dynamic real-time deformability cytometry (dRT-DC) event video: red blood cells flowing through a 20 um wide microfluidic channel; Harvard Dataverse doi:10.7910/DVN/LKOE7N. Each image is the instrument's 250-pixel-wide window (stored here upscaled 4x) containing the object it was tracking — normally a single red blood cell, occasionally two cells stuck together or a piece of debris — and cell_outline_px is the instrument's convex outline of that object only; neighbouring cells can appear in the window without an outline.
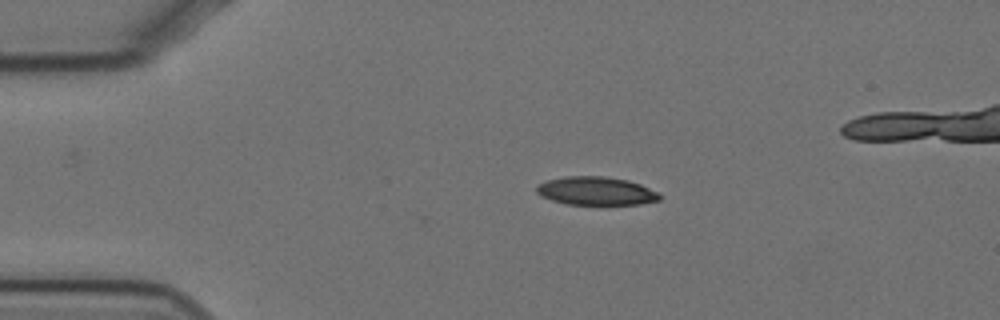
{"species": "Egyptian fruit bat (a non-hibernating species)", "species_latin": "Rousettus aegyptiacus", "temperature_condition": "cold", "stored_images_in_passage": 42, "camera_frame_rate_fps": 3000, "um_per_image_px": 0.085, "animal": {"sex": "female"}, "frame": {"image": 1, "passage_image": 1, "time_ms": 0.0, "image_size_px": [1000, 320], "cell_outline_px": [[660, 200], [640, 204], [568, 204], [552, 200], [540, 196], [536, 192], [536, 188], [540, 184], [548, 180], [564, 176], [604, 176], [628, 180], [640, 184], [660, 192]], "centroid_in_image_um": [50.69, 16.23], "position_along_channel_um": 34.3, "area_um2": 20.29}}
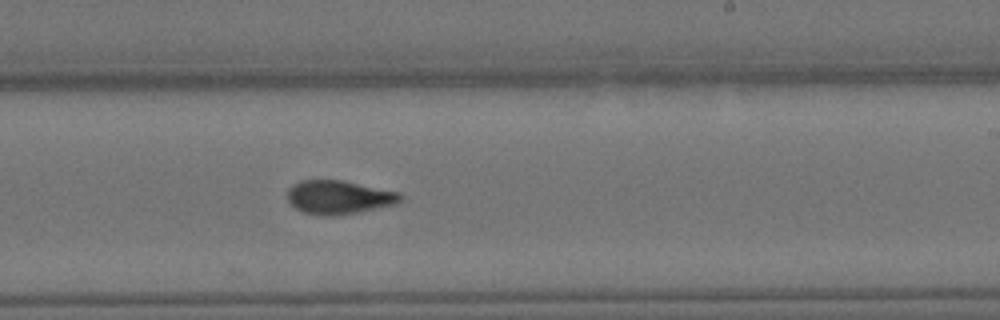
{"frame": {"image": 2, "passage_image": 24, "time_ms": 7.667, "image_size_px": [1000, 320], "cell_outline_px": [[404, 196], [396, 204], [356, 212], [332, 216], [324, 216], [304, 212], [296, 208], [288, 200], [288, 188], [292, 184], [300, 180], [344, 180], [400, 192]], "centroid_in_image_um": [28.81, 16.75], "position_along_channel_um": 260.2, "area_um2": 22.14}}
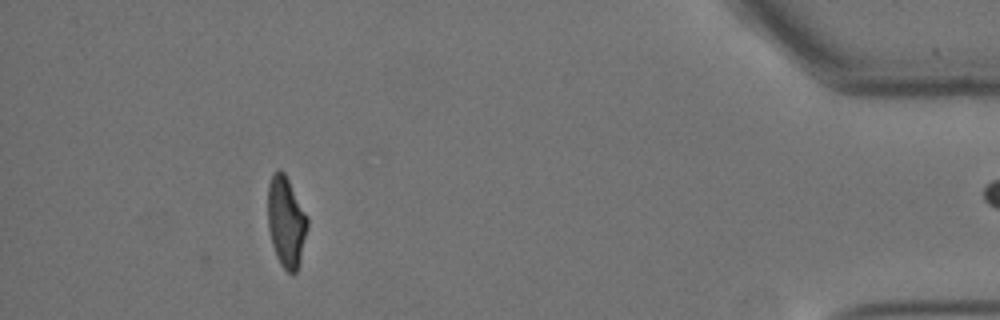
{"frame": {"image": 3, "passage_image": 42, "time_ms": 13.667, "image_size_px": [1000, 320], "cell_outline_px": [[308, 228], [300, 260], [296, 272], [288, 272], [280, 264], [276, 256], [272, 244], [268, 228], [268, 184], [272, 172], [280, 168], [284, 172], [308, 216]], "centroid_in_image_um": [24.32, 18.81], "position_along_channel_um": 410.9, "area_um2": 21.04}, "authors_computed_cell_mechanics": {"area_um2": 22.0218, "velocity_mm_per_s": 3.4733, "shape_relaxation_time_tau1_ms": 6.8525, "shape_relaxation_time_tau2_ms": 2.1746, "deformation_change_tau1": 0.2094, "deformation_change_tau2": 0.0756}}